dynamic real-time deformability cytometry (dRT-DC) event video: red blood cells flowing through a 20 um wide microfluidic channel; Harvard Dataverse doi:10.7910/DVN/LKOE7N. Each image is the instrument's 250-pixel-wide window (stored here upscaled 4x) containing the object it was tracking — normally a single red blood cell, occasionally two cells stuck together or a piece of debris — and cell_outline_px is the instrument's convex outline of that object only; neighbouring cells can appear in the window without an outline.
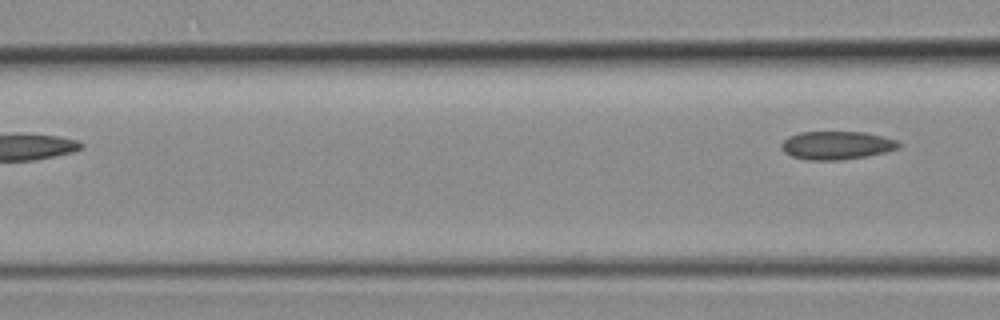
{"species": "common noctule bat (a hibernating species)", "species_latin": "Nyctalus noctula", "temperature_condition": "room temperature", "stored_images_in_passage": 5, "camera_frame_rate_fps": 3000, "um_per_image_px": 0.085, "animal": {"sex": "female", "body_mass_g": 19.3, "forearm_length_mm": 54.1}, "frame": {"image": 1, "passage_image": 5, "time_ms": 1.333, "image_size_px": [1000, 320], "cell_outline_px": [[900, 148], [884, 152], [864, 156], [840, 160], [808, 160], [792, 156], [784, 152], [780, 148], [780, 144], [788, 136], [800, 132], [864, 132], [896, 140], [900, 144]], "centroid_in_image_um": [71.06, 12.35], "position_along_channel_um": 95.5, "area_um2": 19.19}}